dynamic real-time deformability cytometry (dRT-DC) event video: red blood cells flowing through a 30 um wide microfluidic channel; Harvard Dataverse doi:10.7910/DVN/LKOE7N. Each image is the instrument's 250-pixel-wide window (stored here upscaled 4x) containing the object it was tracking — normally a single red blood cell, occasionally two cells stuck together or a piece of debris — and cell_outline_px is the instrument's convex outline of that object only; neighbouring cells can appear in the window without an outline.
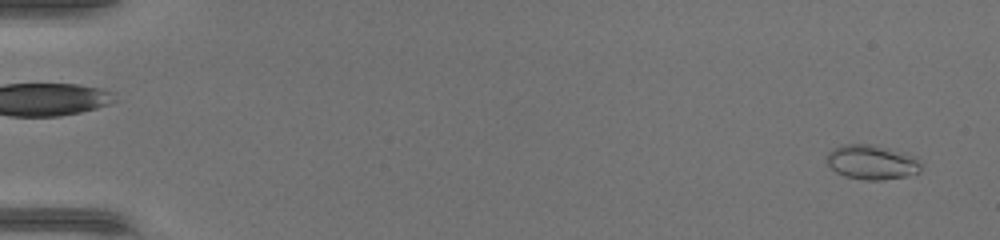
{"species": "common noctule bat (a hibernating species)", "species_latin": "Nyctalus noctula", "temperature_condition": "warm", "stored_images_in_passage": 47, "camera_frame_rate_fps": 3000, "um_per_image_px": 0.085, "animal": {"sex": "female", "body_mass_g": 17.0, "forearm_length_mm": 48.0}, "frame": {"image": 1, "passage_image": 2, "time_ms": 0.333, "image_size_px": [1000, 240], "cell_outline_px": [[920, 172], [908, 176], [880, 180], [864, 180], [844, 176], [836, 172], [828, 164], [828, 152], [832, 148], [840, 144], [872, 144], [908, 152], [916, 156], [920, 164]], "centroid_in_image_um": [74.13, 13.77], "position_along_channel_um": 10.9, "area_um2": 19.31}}
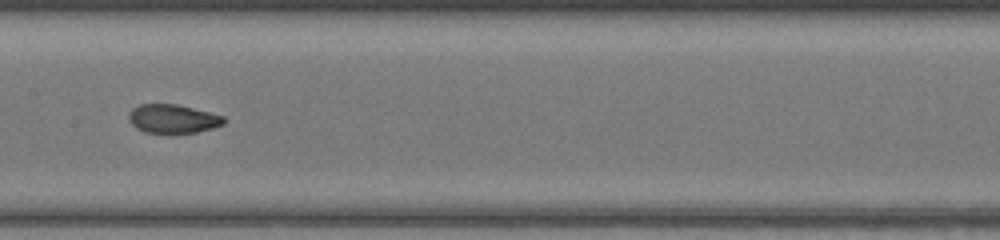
{"frame": {"image": 2, "passage_image": 25, "time_ms": 8.0, "image_size_px": [1000, 240], "cell_outline_px": [[228, 120], [224, 124], [212, 128], [196, 132], [144, 132], [136, 128], [128, 120], [128, 116], [132, 108], [140, 104], [176, 104], [224, 116]], "centroid_in_image_um": [14.69, 10.09], "position_along_channel_um": 192.7, "area_um2": 15.78}}
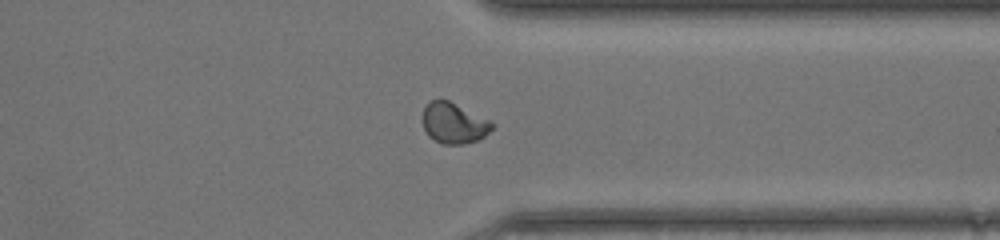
{"frame": {"image": 3, "passage_image": 37, "time_ms": 12.0, "image_size_px": [1000, 240], "cell_outline_px": [[496, 124], [484, 136], [476, 140], [464, 144], [444, 144], [428, 136], [424, 128], [424, 108], [432, 100], [440, 96]], "centroid_in_image_um": [38.56, 10.45], "position_along_channel_um": 372.8, "area_um2": 16.18}}